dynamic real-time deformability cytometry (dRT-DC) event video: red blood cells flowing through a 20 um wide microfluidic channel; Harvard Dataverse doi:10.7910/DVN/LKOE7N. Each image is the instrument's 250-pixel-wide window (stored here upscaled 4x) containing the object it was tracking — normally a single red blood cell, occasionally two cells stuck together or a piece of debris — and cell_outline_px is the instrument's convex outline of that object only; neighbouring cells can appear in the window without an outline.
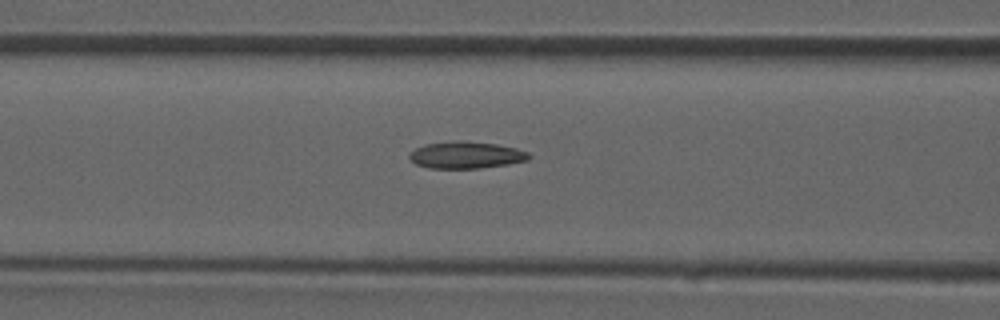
{"species": "common noctule bat (a hibernating species)", "species_latin": "Nyctalus noctula", "temperature_condition": "room temperature", "stored_images_in_passage": 42, "camera_frame_rate_fps": 3000, "um_per_image_px": 0.085, "animal": {"sex": "male", "forearm_length_mm": 52.5}, "frame": {"image": 1, "passage_image": 19, "time_ms": 6.0, "image_size_px": [1000, 320], "cell_outline_px": [[532, 156], [528, 160], [508, 164], [480, 168], [428, 168], [416, 164], [408, 156], [416, 148], [424, 144], [456, 140], [460, 140], [496, 144], [516, 148], [528, 152]], "centroid_in_image_um": [39.63, 13.17], "position_along_channel_um": 127.0, "area_um2": 18.73}}